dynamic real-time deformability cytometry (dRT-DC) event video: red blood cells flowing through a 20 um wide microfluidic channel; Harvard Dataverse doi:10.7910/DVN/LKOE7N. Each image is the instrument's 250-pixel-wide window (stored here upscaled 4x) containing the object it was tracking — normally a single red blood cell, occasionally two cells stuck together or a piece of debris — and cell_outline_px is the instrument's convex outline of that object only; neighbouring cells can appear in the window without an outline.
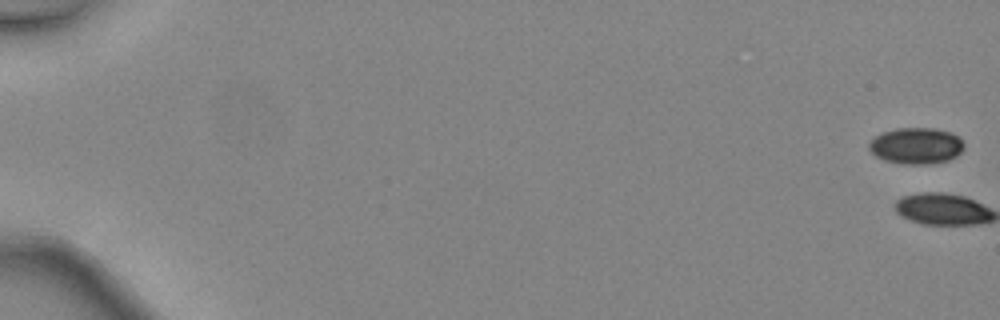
{"species": "common noctule bat (a hibernating species)", "species_latin": "Nyctalus noctula", "temperature_condition": "warm", "stored_images_in_passage": 2, "camera_frame_rate_fps": 3000, "um_per_image_px": 0.085, "animal": {"sex": "female", "body_mass_g": 24.6, "forearm_length_mm": 56.2}, "frame": {"image": 1, "passage_image": 1, "time_ms": 0.0, "image_size_px": [1000, 320], "cell_outline_px": [[964, 148], [956, 156], [948, 160], [928, 164], [904, 164], [884, 160], [876, 156], [868, 148], [868, 144], [876, 136], [884, 132], [896, 128], [932, 128], [948, 132], [960, 136], [964, 144]], "centroid_in_image_um": [77.89, 12.39], "position_along_channel_um": 7.1, "area_um2": 20.0}}